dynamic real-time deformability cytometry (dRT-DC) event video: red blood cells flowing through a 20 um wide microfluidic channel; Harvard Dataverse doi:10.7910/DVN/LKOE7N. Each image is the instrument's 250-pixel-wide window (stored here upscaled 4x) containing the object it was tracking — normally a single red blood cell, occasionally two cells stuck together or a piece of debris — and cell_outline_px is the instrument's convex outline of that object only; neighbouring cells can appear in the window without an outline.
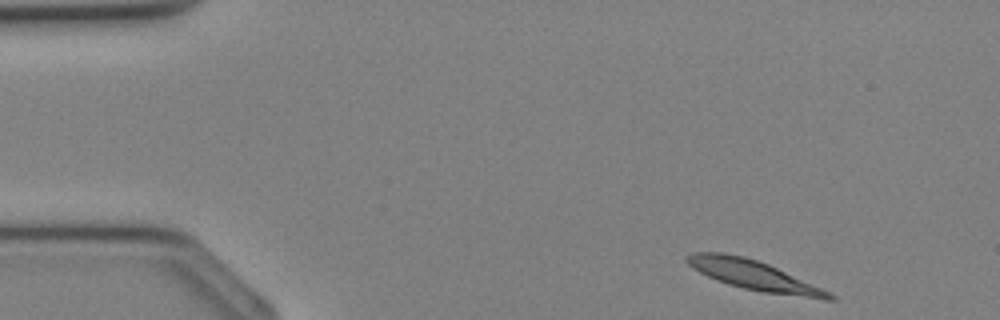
{"species": "Egyptian fruit bat (a non-hibernating species)", "species_latin": "Rousettus aegyptiacus", "temperature_condition": "cold", "stored_images_in_passage": 8, "camera_frame_rate_fps": 3000, "um_per_image_px": 0.085, "animal": {"sex": "female"}, "frame": {"image": 1, "passage_image": 1, "time_ms": 0.0, "image_size_px": [1000, 320], "cell_outline_px": [[836, 300], [824, 300], [764, 292], [744, 288], [728, 284], [716, 280], [692, 268], [684, 260], [684, 256], [692, 252], [724, 252], [744, 256], [768, 264], [820, 288], [836, 296]], "centroid_in_image_um": [64.01, 23.38], "position_along_channel_um": 21.0, "area_um2": 24.33}}